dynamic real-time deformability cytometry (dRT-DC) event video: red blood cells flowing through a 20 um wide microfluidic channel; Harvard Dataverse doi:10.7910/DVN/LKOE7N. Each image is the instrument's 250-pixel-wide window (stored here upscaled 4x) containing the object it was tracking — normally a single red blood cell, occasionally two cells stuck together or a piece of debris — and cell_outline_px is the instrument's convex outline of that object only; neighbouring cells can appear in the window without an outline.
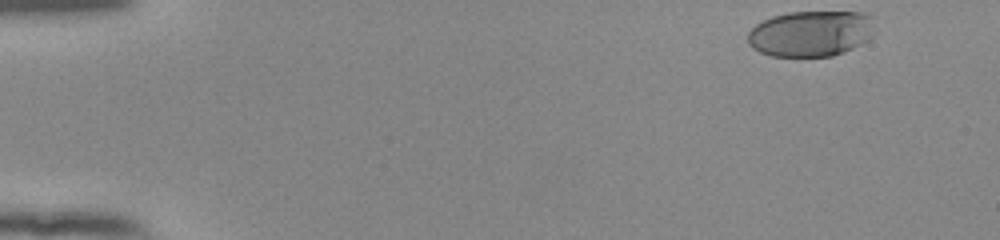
{"species": "human", "species_latin": "Homo sapiens", "temperature_condition": "room temperature", "stored_images_in_passage": 50, "camera_frame_rate_fps": 3000, "um_per_image_px": 0.085, "donor": {"sex": "female"}, "frame": {"image": 1, "passage_image": 1, "time_ms": 0.0, "image_size_px": [1000, 240], "cell_outline_px": [[872, 16], [868, 40], [844, 52], [832, 56], [772, 56], [760, 52], [752, 48], [748, 44], [748, 32], [756, 24], [772, 16], [788, 12], [864, 12]], "centroid_in_image_um": [68.86, 2.85], "position_along_channel_um": 16.1, "area_um2": 33.7}}
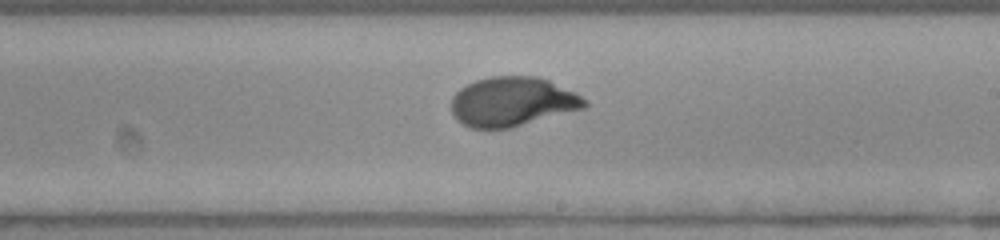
{"frame": {"image": 2, "passage_image": 29, "time_ms": 9.333, "image_size_px": [1000, 240], "cell_outline_px": [[588, 104], [584, 108], [512, 128], [468, 128], [452, 112], [452, 96], [460, 88], [476, 80], [492, 76], [536, 76], [548, 80], [576, 92], [588, 100]], "centroid_in_image_um": [43.58, 8.64], "position_along_channel_um": 245.4, "area_um2": 38.32}}
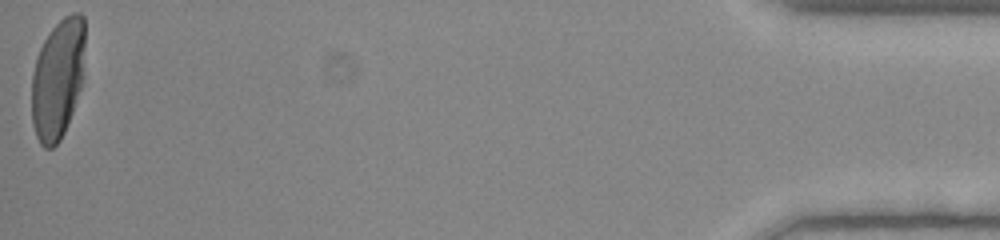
{"frame": {"image": 3, "passage_image": 50, "time_ms": 16.333, "image_size_px": [1000, 240], "cell_outline_px": [[84, 76], [72, 112], [64, 132], [60, 140], [52, 148], [44, 148], [40, 144], [36, 136], [32, 124], [32, 72], [36, 56], [44, 40], [52, 28], [64, 16], [72, 12], [80, 12], [84, 16]], "centroid_in_image_um": [4.91, 6.69], "position_along_channel_um": 430.3, "area_um2": 37.63}, "authors_computed_cell_mechanics": {"area_um2": 37.281, "velocity_mm_per_s": 3.8927, "shape_relaxation_time_tau1_ms": 3.3303, "shape_relaxation_time_tau2_ms": null, "deformation_change_tau1": 0.2036, "deformation_change_tau2": null}}